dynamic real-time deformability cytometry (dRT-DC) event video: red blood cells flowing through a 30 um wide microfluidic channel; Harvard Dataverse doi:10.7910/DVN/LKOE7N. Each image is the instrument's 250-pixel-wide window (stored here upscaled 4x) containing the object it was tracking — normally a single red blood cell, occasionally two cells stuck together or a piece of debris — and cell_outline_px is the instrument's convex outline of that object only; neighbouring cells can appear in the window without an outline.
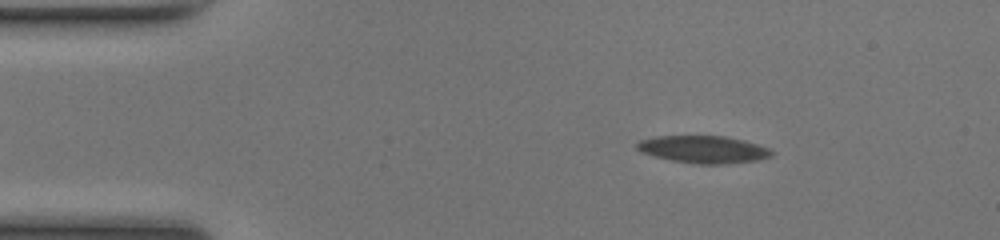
{"species": "common noctule bat (a hibernating species)", "species_latin": "Nyctalus noctula", "temperature_condition": "room temperature", "stored_images_in_passage": 27, "camera_frame_rate_fps": 3000, "um_per_image_px": 0.085, "animal": {"sex": "female", "body_mass_g": 17.0, "forearm_length_mm": 48.0}, "frame": {"image": 1, "passage_image": 7, "time_ms": 2.0, "image_size_px": [1000, 240], "cell_outline_px": [[772, 156], [756, 160], [720, 164], [700, 164], [672, 160], [656, 156], [644, 152], [636, 148], [636, 144], [640, 140], [656, 136], [724, 136], [744, 140], [768, 148], [772, 152]], "centroid_in_image_um": [59.79, 12.69], "position_along_channel_um": 25.2, "area_um2": 21.04}}
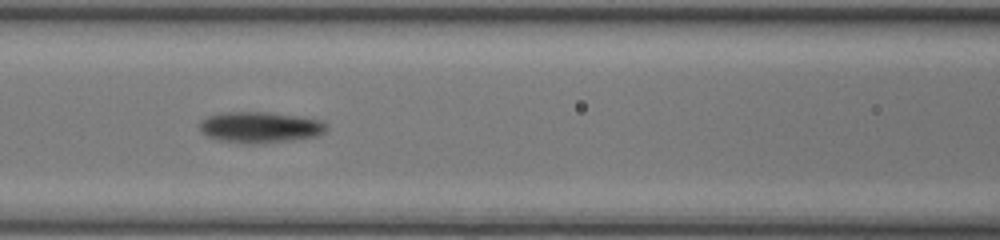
{"frame": {"image": 2, "passage_image": 21, "time_ms": 6.667, "image_size_px": [1000, 240], "cell_outline_px": [[328, 128], [324, 132], [316, 136], [288, 140], [252, 144], [220, 140], [208, 136], [200, 128], [200, 120], [208, 116], [220, 112], [268, 112], [304, 116], [320, 120]], "centroid_in_image_um": [22.11, 10.79], "position_along_channel_um": 144.5, "area_um2": 22.77}}
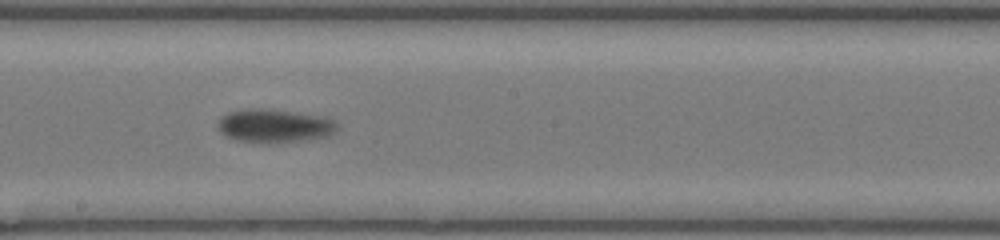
{"frame": {"image": 3, "passage_image": 27, "time_ms": 8.667, "image_size_px": [1000, 240], "cell_outline_px": [[340, 124], [328, 136], [268, 144], [236, 140], [224, 136], [220, 132], [216, 124], [228, 112], [248, 108], [260, 108], [328, 116], [336, 120]], "centroid_in_image_um": [23.32, 10.69], "position_along_channel_um": 224.9, "area_um2": 23.47}}